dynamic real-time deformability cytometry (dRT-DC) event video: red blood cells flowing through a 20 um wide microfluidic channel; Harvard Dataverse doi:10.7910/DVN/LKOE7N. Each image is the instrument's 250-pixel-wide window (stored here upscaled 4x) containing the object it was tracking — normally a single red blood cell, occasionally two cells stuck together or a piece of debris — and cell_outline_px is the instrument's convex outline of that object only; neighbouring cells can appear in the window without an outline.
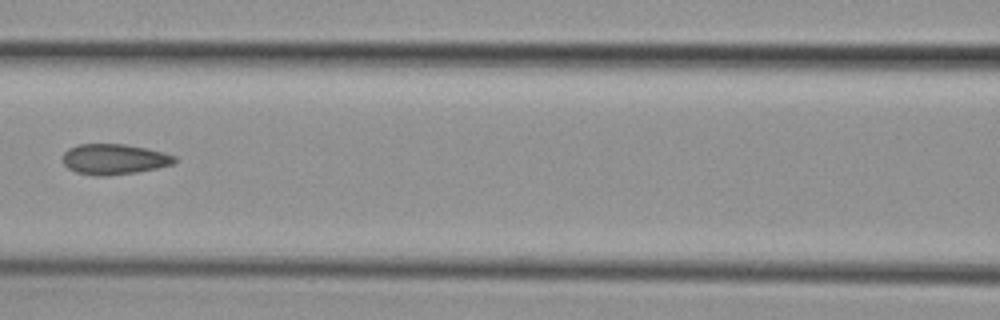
{"species": "common noctule bat (a hibernating species)", "species_latin": "Nyctalus noctula", "temperature_condition": "cold", "stored_images_in_passage": 8, "segment_of_instrument_passage": [2, 2], "camera_frame_rate_fps": 3000, "um_per_image_px": 0.085, "animal": {"sex": "female", "body_mass_g": 29.2, "forearm_length_mm": 56.3}, "frame": {"image": 1, "passage_image": 7, "time_ms": 8.333, "image_size_px": [1000, 320], "cell_outline_px": [[176, 164], [136, 172], [108, 176], [96, 176], [76, 172], [68, 168], [64, 164], [64, 152], [68, 148], [76, 144], [124, 144], [148, 148], [164, 152], [176, 156]], "centroid_in_image_um": [9.73, 13.53], "position_along_channel_um": 156.9, "area_um2": 20.06}}
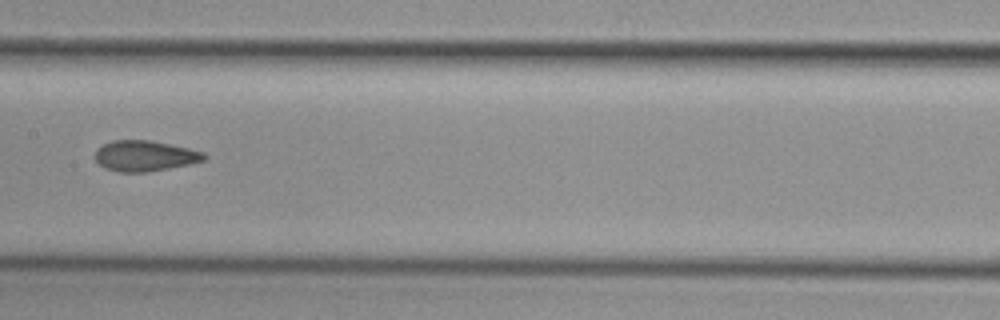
{"frame": {"image": 2, "passage_image": 8, "time_ms": 9.333, "image_size_px": [1000, 320], "cell_outline_px": [[208, 156], [204, 160], [188, 164], [148, 172], [120, 172], [104, 168], [96, 160], [96, 148], [112, 140], [148, 140], [188, 148], [204, 152]], "centroid_in_image_um": [12.3, 13.25], "position_along_channel_um": 195.1, "area_um2": 19.31}}